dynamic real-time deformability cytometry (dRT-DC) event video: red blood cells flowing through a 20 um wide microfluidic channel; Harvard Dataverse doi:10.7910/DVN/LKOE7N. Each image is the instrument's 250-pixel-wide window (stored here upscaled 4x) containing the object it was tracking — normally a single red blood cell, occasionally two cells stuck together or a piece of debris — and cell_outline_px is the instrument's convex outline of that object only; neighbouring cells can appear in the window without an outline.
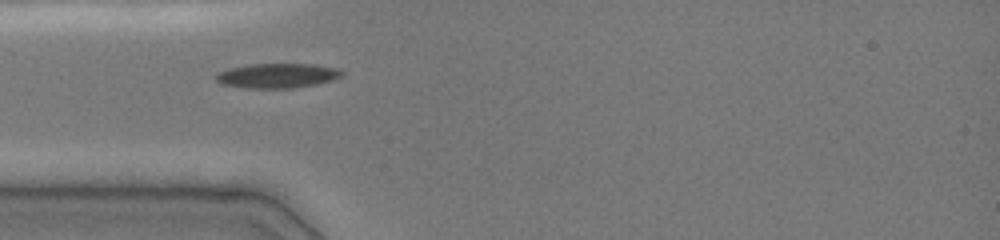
{"species": "common noctule bat (a hibernating species)", "species_latin": "Nyctalus noctula", "temperature_condition": "cold", "stored_images_in_passage": 8, "camera_frame_rate_fps": 3000, "um_per_image_px": 0.085, "animal": {"sex": "female", "body_mass_g": 19.0, "forearm_length_mm": 51.5}, "frame": {"image": 1, "passage_image": 1, "time_ms": 0.0, "image_size_px": [1000, 240], "cell_outline_px": [[344, 72], [340, 76], [332, 80], [316, 84], [292, 88], [252, 88], [220, 84], [216, 80], [216, 72], [228, 68], [248, 64], [312, 64], [340, 68]], "centroid_in_image_um": [23.55, 6.42], "position_along_channel_um": 61.4, "area_um2": 18.15}}
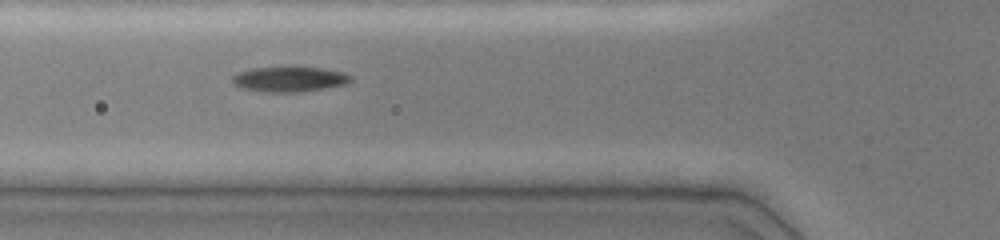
{"frame": {"image": 2, "passage_image": 7, "time_ms": 1.0, "image_size_px": [1000, 240], "cell_outline_px": [[352, 80], [344, 84], [324, 88], [300, 92], [268, 92], [244, 88], [236, 84], [232, 80], [232, 76], [236, 72], [252, 68], [292, 64], [320, 68], [340, 72], [352, 76]], "centroid_in_image_um": [24.57, 6.68], "position_along_channel_um": 101.2, "area_um2": 17.8}}